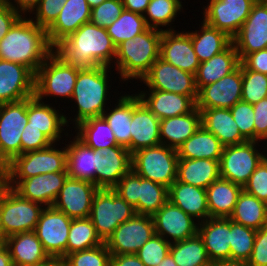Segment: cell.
<instances>
[{
	"instance_id": "obj_1",
	"label": "cell",
	"mask_w": 267,
	"mask_h": 266,
	"mask_svg": "<svg viewBox=\"0 0 267 266\" xmlns=\"http://www.w3.org/2000/svg\"><path fill=\"white\" fill-rule=\"evenodd\" d=\"M54 52L66 63L81 69L111 67L116 56V46L105 28L89 22L58 43Z\"/></svg>"
},
{
	"instance_id": "obj_2",
	"label": "cell",
	"mask_w": 267,
	"mask_h": 266,
	"mask_svg": "<svg viewBox=\"0 0 267 266\" xmlns=\"http://www.w3.org/2000/svg\"><path fill=\"white\" fill-rule=\"evenodd\" d=\"M54 52L47 31L21 16L0 41V59L22 64L34 74Z\"/></svg>"
},
{
	"instance_id": "obj_3",
	"label": "cell",
	"mask_w": 267,
	"mask_h": 266,
	"mask_svg": "<svg viewBox=\"0 0 267 266\" xmlns=\"http://www.w3.org/2000/svg\"><path fill=\"white\" fill-rule=\"evenodd\" d=\"M162 32L148 27L144 32L116 47L113 64L117 74H120V81H141L148 73L152 64L160 57Z\"/></svg>"
},
{
	"instance_id": "obj_4",
	"label": "cell",
	"mask_w": 267,
	"mask_h": 266,
	"mask_svg": "<svg viewBox=\"0 0 267 266\" xmlns=\"http://www.w3.org/2000/svg\"><path fill=\"white\" fill-rule=\"evenodd\" d=\"M111 69L112 67L97 66L79 70L71 98L77 104V113L71 119L74 126L88 118L102 116L107 109L106 104L110 99L107 98L108 88L111 89V85H108V72Z\"/></svg>"
},
{
	"instance_id": "obj_5",
	"label": "cell",
	"mask_w": 267,
	"mask_h": 266,
	"mask_svg": "<svg viewBox=\"0 0 267 266\" xmlns=\"http://www.w3.org/2000/svg\"><path fill=\"white\" fill-rule=\"evenodd\" d=\"M113 190L140 215L153 216L168 201L166 186L144 179L132 169Z\"/></svg>"
},
{
	"instance_id": "obj_6",
	"label": "cell",
	"mask_w": 267,
	"mask_h": 266,
	"mask_svg": "<svg viewBox=\"0 0 267 266\" xmlns=\"http://www.w3.org/2000/svg\"><path fill=\"white\" fill-rule=\"evenodd\" d=\"M81 68L66 63L53 52L35 73L34 96L43 101L46 97L72 98L78 72Z\"/></svg>"
},
{
	"instance_id": "obj_7",
	"label": "cell",
	"mask_w": 267,
	"mask_h": 266,
	"mask_svg": "<svg viewBox=\"0 0 267 266\" xmlns=\"http://www.w3.org/2000/svg\"><path fill=\"white\" fill-rule=\"evenodd\" d=\"M177 149L163 144L142 148L131 154V169L144 179L167 188L177 180Z\"/></svg>"
},
{
	"instance_id": "obj_8",
	"label": "cell",
	"mask_w": 267,
	"mask_h": 266,
	"mask_svg": "<svg viewBox=\"0 0 267 266\" xmlns=\"http://www.w3.org/2000/svg\"><path fill=\"white\" fill-rule=\"evenodd\" d=\"M44 206L22 198L5 185L0 191V218L6 237L35 231Z\"/></svg>"
},
{
	"instance_id": "obj_9",
	"label": "cell",
	"mask_w": 267,
	"mask_h": 266,
	"mask_svg": "<svg viewBox=\"0 0 267 266\" xmlns=\"http://www.w3.org/2000/svg\"><path fill=\"white\" fill-rule=\"evenodd\" d=\"M135 214L134 208L113 189H99L93 197L89 218L100 239L106 242L120 224Z\"/></svg>"
},
{
	"instance_id": "obj_10",
	"label": "cell",
	"mask_w": 267,
	"mask_h": 266,
	"mask_svg": "<svg viewBox=\"0 0 267 266\" xmlns=\"http://www.w3.org/2000/svg\"><path fill=\"white\" fill-rule=\"evenodd\" d=\"M53 143L42 149L25 152L7 164L6 179H26L39 174L67 172L66 145L57 149Z\"/></svg>"
},
{
	"instance_id": "obj_11",
	"label": "cell",
	"mask_w": 267,
	"mask_h": 266,
	"mask_svg": "<svg viewBox=\"0 0 267 266\" xmlns=\"http://www.w3.org/2000/svg\"><path fill=\"white\" fill-rule=\"evenodd\" d=\"M258 143L260 142L247 141L223 147L219 160L220 177L244 187L261 163L262 153L258 150L260 149Z\"/></svg>"
},
{
	"instance_id": "obj_12",
	"label": "cell",
	"mask_w": 267,
	"mask_h": 266,
	"mask_svg": "<svg viewBox=\"0 0 267 266\" xmlns=\"http://www.w3.org/2000/svg\"><path fill=\"white\" fill-rule=\"evenodd\" d=\"M27 124V99L0 104V158L6 165L21 155V134Z\"/></svg>"
},
{
	"instance_id": "obj_13",
	"label": "cell",
	"mask_w": 267,
	"mask_h": 266,
	"mask_svg": "<svg viewBox=\"0 0 267 266\" xmlns=\"http://www.w3.org/2000/svg\"><path fill=\"white\" fill-rule=\"evenodd\" d=\"M72 219L54 206L44 207L35 232L51 259L67 256V240Z\"/></svg>"
},
{
	"instance_id": "obj_14",
	"label": "cell",
	"mask_w": 267,
	"mask_h": 266,
	"mask_svg": "<svg viewBox=\"0 0 267 266\" xmlns=\"http://www.w3.org/2000/svg\"><path fill=\"white\" fill-rule=\"evenodd\" d=\"M140 82L146 84L148 90L186 95L195 103L198 97L195 75L177 68L160 57L152 64L150 70Z\"/></svg>"
},
{
	"instance_id": "obj_15",
	"label": "cell",
	"mask_w": 267,
	"mask_h": 266,
	"mask_svg": "<svg viewBox=\"0 0 267 266\" xmlns=\"http://www.w3.org/2000/svg\"><path fill=\"white\" fill-rule=\"evenodd\" d=\"M154 234L152 216L135 214L120 224L105 244L111 255L136 254Z\"/></svg>"
},
{
	"instance_id": "obj_16",
	"label": "cell",
	"mask_w": 267,
	"mask_h": 266,
	"mask_svg": "<svg viewBox=\"0 0 267 266\" xmlns=\"http://www.w3.org/2000/svg\"><path fill=\"white\" fill-rule=\"evenodd\" d=\"M209 1V0H207ZM255 0H210L203 6V21L233 38L249 16Z\"/></svg>"
},
{
	"instance_id": "obj_17",
	"label": "cell",
	"mask_w": 267,
	"mask_h": 266,
	"mask_svg": "<svg viewBox=\"0 0 267 266\" xmlns=\"http://www.w3.org/2000/svg\"><path fill=\"white\" fill-rule=\"evenodd\" d=\"M240 62L253 52L267 49V1H257L239 32L232 38Z\"/></svg>"
},
{
	"instance_id": "obj_18",
	"label": "cell",
	"mask_w": 267,
	"mask_h": 266,
	"mask_svg": "<svg viewBox=\"0 0 267 266\" xmlns=\"http://www.w3.org/2000/svg\"><path fill=\"white\" fill-rule=\"evenodd\" d=\"M67 177V172L45 173L26 179H6V185L22 198L47 207L53 206Z\"/></svg>"
},
{
	"instance_id": "obj_19",
	"label": "cell",
	"mask_w": 267,
	"mask_h": 266,
	"mask_svg": "<svg viewBox=\"0 0 267 266\" xmlns=\"http://www.w3.org/2000/svg\"><path fill=\"white\" fill-rule=\"evenodd\" d=\"M155 234L169 243L197 235L199 222L169 200L152 216Z\"/></svg>"
},
{
	"instance_id": "obj_20",
	"label": "cell",
	"mask_w": 267,
	"mask_h": 266,
	"mask_svg": "<svg viewBox=\"0 0 267 266\" xmlns=\"http://www.w3.org/2000/svg\"><path fill=\"white\" fill-rule=\"evenodd\" d=\"M98 190L92 182L67 177L53 206L71 219L88 218Z\"/></svg>"
},
{
	"instance_id": "obj_21",
	"label": "cell",
	"mask_w": 267,
	"mask_h": 266,
	"mask_svg": "<svg viewBox=\"0 0 267 266\" xmlns=\"http://www.w3.org/2000/svg\"><path fill=\"white\" fill-rule=\"evenodd\" d=\"M242 95V63L229 75L202 87L198 91L197 108L230 109Z\"/></svg>"
},
{
	"instance_id": "obj_22",
	"label": "cell",
	"mask_w": 267,
	"mask_h": 266,
	"mask_svg": "<svg viewBox=\"0 0 267 266\" xmlns=\"http://www.w3.org/2000/svg\"><path fill=\"white\" fill-rule=\"evenodd\" d=\"M35 94V74L26 66L0 59V104L17 102Z\"/></svg>"
},
{
	"instance_id": "obj_23",
	"label": "cell",
	"mask_w": 267,
	"mask_h": 266,
	"mask_svg": "<svg viewBox=\"0 0 267 266\" xmlns=\"http://www.w3.org/2000/svg\"><path fill=\"white\" fill-rule=\"evenodd\" d=\"M160 58L194 75L200 65L192 46L191 37L185 30L184 32L176 30L162 32Z\"/></svg>"
},
{
	"instance_id": "obj_24",
	"label": "cell",
	"mask_w": 267,
	"mask_h": 266,
	"mask_svg": "<svg viewBox=\"0 0 267 266\" xmlns=\"http://www.w3.org/2000/svg\"><path fill=\"white\" fill-rule=\"evenodd\" d=\"M131 154L135 151L161 144L160 119L132 94Z\"/></svg>"
},
{
	"instance_id": "obj_25",
	"label": "cell",
	"mask_w": 267,
	"mask_h": 266,
	"mask_svg": "<svg viewBox=\"0 0 267 266\" xmlns=\"http://www.w3.org/2000/svg\"><path fill=\"white\" fill-rule=\"evenodd\" d=\"M95 170L96 186L99 189H113L131 170V153L121 145L100 149L98 169Z\"/></svg>"
},
{
	"instance_id": "obj_26",
	"label": "cell",
	"mask_w": 267,
	"mask_h": 266,
	"mask_svg": "<svg viewBox=\"0 0 267 266\" xmlns=\"http://www.w3.org/2000/svg\"><path fill=\"white\" fill-rule=\"evenodd\" d=\"M27 116L28 127L40 129L55 144L62 140V132L67 130L63 127L72 124L69 123L71 117L67 119L68 116L60 113L56 107L38 100L35 96L27 98Z\"/></svg>"
},
{
	"instance_id": "obj_27",
	"label": "cell",
	"mask_w": 267,
	"mask_h": 266,
	"mask_svg": "<svg viewBox=\"0 0 267 266\" xmlns=\"http://www.w3.org/2000/svg\"><path fill=\"white\" fill-rule=\"evenodd\" d=\"M197 234L205 245L212 264L217 265L230 259V219L208 218L200 222Z\"/></svg>"
},
{
	"instance_id": "obj_28",
	"label": "cell",
	"mask_w": 267,
	"mask_h": 266,
	"mask_svg": "<svg viewBox=\"0 0 267 266\" xmlns=\"http://www.w3.org/2000/svg\"><path fill=\"white\" fill-rule=\"evenodd\" d=\"M91 10L86 0H67L58 18L46 30L50 44L55 47L83 24L89 23Z\"/></svg>"
},
{
	"instance_id": "obj_29",
	"label": "cell",
	"mask_w": 267,
	"mask_h": 266,
	"mask_svg": "<svg viewBox=\"0 0 267 266\" xmlns=\"http://www.w3.org/2000/svg\"><path fill=\"white\" fill-rule=\"evenodd\" d=\"M146 107L160 120L188 114L196 103L186 95L160 90H146L136 93Z\"/></svg>"
},
{
	"instance_id": "obj_30",
	"label": "cell",
	"mask_w": 267,
	"mask_h": 266,
	"mask_svg": "<svg viewBox=\"0 0 267 266\" xmlns=\"http://www.w3.org/2000/svg\"><path fill=\"white\" fill-rule=\"evenodd\" d=\"M72 140L68 141L69 144H65L68 177L89 181L96 185L95 169H98V150L88 147L76 136Z\"/></svg>"
},
{
	"instance_id": "obj_31",
	"label": "cell",
	"mask_w": 267,
	"mask_h": 266,
	"mask_svg": "<svg viewBox=\"0 0 267 266\" xmlns=\"http://www.w3.org/2000/svg\"><path fill=\"white\" fill-rule=\"evenodd\" d=\"M5 244L13 266H39L51 259L35 231L11 235L7 237Z\"/></svg>"
},
{
	"instance_id": "obj_32",
	"label": "cell",
	"mask_w": 267,
	"mask_h": 266,
	"mask_svg": "<svg viewBox=\"0 0 267 266\" xmlns=\"http://www.w3.org/2000/svg\"><path fill=\"white\" fill-rule=\"evenodd\" d=\"M168 200L197 222L210 218L206 189L175 181L168 188Z\"/></svg>"
},
{
	"instance_id": "obj_33",
	"label": "cell",
	"mask_w": 267,
	"mask_h": 266,
	"mask_svg": "<svg viewBox=\"0 0 267 266\" xmlns=\"http://www.w3.org/2000/svg\"><path fill=\"white\" fill-rule=\"evenodd\" d=\"M198 109L201 111V125L214 134L224 147L247 142L241 135L230 109Z\"/></svg>"
},
{
	"instance_id": "obj_34",
	"label": "cell",
	"mask_w": 267,
	"mask_h": 266,
	"mask_svg": "<svg viewBox=\"0 0 267 266\" xmlns=\"http://www.w3.org/2000/svg\"><path fill=\"white\" fill-rule=\"evenodd\" d=\"M201 126V111L195 107L188 114L160 120L161 144L177 149Z\"/></svg>"
},
{
	"instance_id": "obj_35",
	"label": "cell",
	"mask_w": 267,
	"mask_h": 266,
	"mask_svg": "<svg viewBox=\"0 0 267 266\" xmlns=\"http://www.w3.org/2000/svg\"><path fill=\"white\" fill-rule=\"evenodd\" d=\"M240 64L235 45L232 43L226 50L200 63L195 74V84L199 91L202 87L212 84L229 75Z\"/></svg>"
},
{
	"instance_id": "obj_36",
	"label": "cell",
	"mask_w": 267,
	"mask_h": 266,
	"mask_svg": "<svg viewBox=\"0 0 267 266\" xmlns=\"http://www.w3.org/2000/svg\"><path fill=\"white\" fill-rule=\"evenodd\" d=\"M242 189V186L221 177L211 183L206 189L210 217L229 218Z\"/></svg>"
},
{
	"instance_id": "obj_37",
	"label": "cell",
	"mask_w": 267,
	"mask_h": 266,
	"mask_svg": "<svg viewBox=\"0 0 267 266\" xmlns=\"http://www.w3.org/2000/svg\"><path fill=\"white\" fill-rule=\"evenodd\" d=\"M220 178L219 160L178 159L177 181L207 189Z\"/></svg>"
},
{
	"instance_id": "obj_38",
	"label": "cell",
	"mask_w": 267,
	"mask_h": 266,
	"mask_svg": "<svg viewBox=\"0 0 267 266\" xmlns=\"http://www.w3.org/2000/svg\"><path fill=\"white\" fill-rule=\"evenodd\" d=\"M201 24L200 31H186L191 37L193 49L200 63L223 52L233 43L232 38L224 31L213 28L204 21Z\"/></svg>"
},
{
	"instance_id": "obj_39",
	"label": "cell",
	"mask_w": 267,
	"mask_h": 266,
	"mask_svg": "<svg viewBox=\"0 0 267 266\" xmlns=\"http://www.w3.org/2000/svg\"><path fill=\"white\" fill-rule=\"evenodd\" d=\"M223 145L219 139L202 125L181 146L177 148L179 159L220 160Z\"/></svg>"
},
{
	"instance_id": "obj_40",
	"label": "cell",
	"mask_w": 267,
	"mask_h": 266,
	"mask_svg": "<svg viewBox=\"0 0 267 266\" xmlns=\"http://www.w3.org/2000/svg\"><path fill=\"white\" fill-rule=\"evenodd\" d=\"M118 98L115 106H107L102 116L112 129L116 144L126 147L131 153L132 94L126 93Z\"/></svg>"
},
{
	"instance_id": "obj_41",
	"label": "cell",
	"mask_w": 267,
	"mask_h": 266,
	"mask_svg": "<svg viewBox=\"0 0 267 266\" xmlns=\"http://www.w3.org/2000/svg\"><path fill=\"white\" fill-rule=\"evenodd\" d=\"M229 219L257 231L267 226V203L242 189Z\"/></svg>"
},
{
	"instance_id": "obj_42",
	"label": "cell",
	"mask_w": 267,
	"mask_h": 266,
	"mask_svg": "<svg viewBox=\"0 0 267 266\" xmlns=\"http://www.w3.org/2000/svg\"><path fill=\"white\" fill-rule=\"evenodd\" d=\"M76 137L94 150L117 146L116 138L103 116L88 118L75 127Z\"/></svg>"
},
{
	"instance_id": "obj_43",
	"label": "cell",
	"mask_w": 267,
	"mask_h": 266,
	"mask_svg": "<svg viewBox=\"0 0 267 266\" xmlns=\"http://www.w3.org/2000/svg\"><path fill=\"white\" fill-rule=\"evenodd\" d=\"M169 253L177 266H215L209 260L205 245L199 235L171 243Z\"/></svg>"
},
{
	"instance_id": "obj_44",
	"label": "cell",
	"mask_w": 267,
	"mask_h": 266,
	"mask_svg": "<svg viewBox=\"0 0 267 266\" xmlns=\"http://www.w3.org/2000/svg\"><path fill=\"white\" fill-rule=\"evenodd\" d=\"M182 3L181 0H150L143 15L146 25L149 28L160 31H174L172 22L176 20L177 15L181 14L180 12L184 9Z\"/></svg>"
},
{
	"instance_id": "obj_45",
	"label": "cell",
	"mask_w": 267,
	"mask_h": 266,
	"mask_svg": "<svg viewBox=\"0 0 267 266\" xmlns=\"http://www.w3.org/2000/svg\"><path fill=\"white\" fill-rule=\"evenodd\" d=\"M103 243L89 217L72 219L67 240V255L91 249Z\"/></svg>"
},
{
	"instance_id": "obj_46",
	"label": "cell",
	"mask_w": 267,
	"mask_h": 266,
	"mask_svg": "<svg viewBox=\"0 0 267 266\" xmlns=\"http://www.w3.org/2000/svg\"><path fill=\"white\" fill-rule=\"evenodd\" d=\"M147 28L143 15L124 9L121 15L106 30L117 47L122 42L144 32Z\"/></svg>"
},
{
	"instance_id": "obj_47",
	"label": "cell",
	"mask_w": 267,
	"mask_h": 266,
	"mask_svg": "<svg viewBox=\"0 0 267 266\" xmlns=\"http://www.w3.org/2000/svg\"><path fill=\"white\" fill-rule=\"evenodd\" d=\"M255 236L256 230L230 220V259L248 261Z\"/></svg>"
},
{
	"instance_id": "obj_48",
	"label": "cell",
	"mask_w": 267,
	"mask_h": 266,
	"mask_svg": "<svg viewBox=\"0 0 267 266\" xmlns=\"http://www.w3.org/2000/svg\"><path fill=\"white\" fill-rule=\"evenodd\" d=\"M264 98H267V75L248 70L242 64L241 100L254 105Z\"/></svg>"
},
{
	"instance_id": "obj_49",
	"label": "cell",
	"mask_w": 267,
	"mask_h": 266,
	"mask_svg": "<svg viewBox=\"0 0 267 266\" xmlns=\"http://www.w3.org/2000/svg\"><path fill=\"white\" fill-rule=\"evenodd\" d=\"M110 257L104 242L97 247L68 254L63 260L67 266H110Z\"/></svg>"
},
{
	"instance_id": "obj_50",
	"label": "cell",
	"mask_w": 267,
	"mask_h": 266,
	"mask_svg": "<svg viewBox=\"0 0 267 266\" xmlns=\"http://www.w3.org/2000/svg\"><path fill=\"white\" fill-rule=\"evenodd\" d=\"M171 243L154 234L136 253L145 266H157L169 253Z\"/></svg>"
},
{
	"instance_id": "obj_51",
	"label": "cell",
	"mask_w": 267,
	"mask_h": 266,
	"mask_svg": "<svg viewBox=\"0 0 267 266\" xmlns=\"http://www.w3.org/2000/svg\"><path fill=\"white\" fill-rule=\"evenodd\" d=\"M230 111L241 135L247 141H255L253 106L241 100L230 108Z\"/></svg>"
},
{
	"instance_id": "obj_52",
	"label": "cell",
	"mask_w": 267,
	"mask_h": 266,
	"mask_svg": "<svg viewBox=\"0 0 267 266\" xmlns=\"http://www.w3.org/2000/svg\"><path fill=\"white\" fill-rule=\"evenodd\" d=\"M124 10L122 0H105L91 10L90 23L108 28Z\"/></svg>"
},
{
	"instance_id": "obj_53",
	"label": "cell",
	"mask_w": 267,
	"mask_h": 266,
	"mask_svg": "<svg viewBox=\"0 0 267 266\" xmlns=\"http://www.w3.org/2000/svg\"><path fill=\"white\" fill-rule=\"evenodd\" d=\"M67 0H41L32 12L31 20L44 29H48L58 18L62 6Z\"/></svg>"
},
{
	"instance_id": "obj_54",
	"label": "cell",
	"mask_w": 267,
	"mask_h": 266,
	"mask_svg": "<svg viewBox=\"0 0 267 266\" xmlns=\"http://www.w3.org/2000/svg\"><path fill=\"white\" fill-rule=\"evenodd\" d=\"M53 142L35 127H24L21 134V154L29 151L42 150L51 146Z\"/></svg>"
},
{
	"instance_id": "obj_55",
	"label": "cell",
	"mask_w": 267,
	"mask_h": 266,
	"mask_svg": "<svg viewBox=\"0 0 267 266\" xmlns=\"http://www.w3.org/2000/svg\"><path fill=\"white\" fill-rule=\"evenodd\" d=\"M243 189L258 200L267 203V167L261 161Z\"/></svg>"
},
{
	"instance_id": "obj_56",
	"label": "cell",
	"mask_w": 267,
	"mask_h": 266,
	"mask_svg": "<svg viewBox=\"0 0 267 266\" xmlns=\"http://www.w3.org/2000/svg\"><path fill=\"white\" fill-rule=\"evenodd\" d=\"M249 266H267V226L256 231Z\"/></svg>"
},
{
	"instance_id": "obj_57",
	"label": "cell",
	"mask_w": 267,
	"mask_h": 266,
	"mask_svg": "<svg viewBox=\"0 0 267 266\" xmlns=\"http://www.w3.org/2000/svg\"><path fill=\"white\" fill-rule=\"evenodd\" d=\"M254 109L255 141L267 140V98L252 105Z\"/></svg>"
},
{
	"instance_id": "obj_58",
	"label": "cell",
	"mask_w": 267,
	"mask_h": 266,
	"mask_svg": "<svg viewBox=\"0 0 267 266\" xmlns=\"http://www.w3.org/2000/svg\"><path fill=\"white\" fill-rule=\"evenodd\" d=\"M241 63L251 71L267 75V49L248 54Z\"/></svg>"
},
{
	"instance_id": "obj_59",
	"label": "cell",
	"mask_w": 267,
	"mask_h": 266,
	"mask_svg": "<svg viewBox=\"0 0 267 266\" xmlns=\"http://www.w3.org/2000/svg\"><path fill=\"white\" fill-rule=\"evenodd\" d=\"M20 17L7 2L0 7V41Z\"/></svg>"
},
{
	"instance_id": "obj_60",
	"label": "cell",
	"mask_w": 267,
	"mask_h": 266,
	"mask_svg": "<svg viewBox=\"0 0 267 266\" xmlns=\"http://www.w3.org/2000/svg\"><path fill=\"white\" fill-rule=\"evenodd\" d=\"M40 1L41 0H6L21 16H27V13L31 14L37 8Z\"/></svg>"
},
{
	"instance_id": "obj_61",
	"label": "cell",
	"mask_w": 267,
	"mask_h": 266,
	"mask_svg": "<svg viewBox=\"0 0 267 266\" xmlns=\"http://www.w3.org/2000/svg\"><path fill=\"white\" fill-rule=\"evenodd\" d=\"M110 266H145L136 254L111 255Z\"/></svg>"
},
{
	"instance_id": "obj_62",
	"label": "cell",
	"mask_w": 267,
	"mask_h": 266,
	"mask_svg": "<svg viewBox=\"0 0 267 266\" xmlns=\"http://www.w3.org/2000/svg\"><path fill=\"white\" fill-rule=\"evenodd\" d=\"M150 0H122L125 10L144 15Z\"/></svg>"
},
{
	"instance_id": "obj_63",
	"label": "cell",
	"mask_w": 267,
	"mask_h": 266,
	"mask_svg": "<svg viewBox=\"0 0 267 266\" xmlns=\"http://www.w3.org/2000/svg\"><path fill=\"white\" fill-rule=\"evenodd\" d=\"M0 266H13L9 249L5 243L0 245Z\"/></svg>"
},
{
	"instance_id": "obj_64",
	"label": "cell",
	"mask_w": 267,
	"mask_h": 266,
	"mask_svg": "<svg viewBox=\"0 0 267 266\" xmlns=\"http://www.w3.org/2000/svg\"><path fill=\"white\" fill-rule=\"evenodd\" d=\"M215 266H249L247 261L237 259H227Z\"/></svg>"
},
{
	"instance_id": "obj_65",
	"label": "cell",
	"mask_w": 267,
	"mask_h": 266,
	"mask_svg": "<svg viewBox=\"0 0 267 266\" xmlns=\"http://www.w3.org/2000/svg\"><path fill=\"white\" fill-rule=\"evenodd\" d=\"M157 266H177L170 253Z\"/></svg>"
},
{
	"instance_id": "obj_66",
	"label": "cell",
	"mask_w": 267,
	"mask_h": 266,
	"mask_svg": "<svg viewBox=\"0 0 267 266\" xmlns=\"http://www.w3.org/2000/svg\"><path fill=\"white\" fill-rule=\"evenodd\" d=\"M39 266H67L63 259H50L48 262Z\"/></svg>"
},
{
	"instance_id": "obj_67",
	"label": "cell",
	"mask_w": 267,
	"mask_h": 266,
	"mask_svg": "<svg viewBox=\"0 0 267 266\" xmlns=\"http://www.w3.org/2000/svg\"><path fill=\"white\" fill-rule=\"evenodd\" d=\"M7 166H0V188L6 185Z\"/></svg>"
},
{
	"instance_id": "obj_68",
	"label": "cell",
	"mask_w": 267,
	"mask_h": 266,
	"mask_svg": "<svg viewBox=\"0 0 267 266\" xmlns=\"http://www.w3.org/2000/svg\"><path fill=\"white\" fill-rule=\"evenodd\" d=\"M266 145L264 143V141L262 142L264 144V149L261 147V149L263 150L261 153V161L266 165L267 167V140H265ZM266 152V153H265ZM264 153V154H263Z\"/></svg>"
},
{
	"instance_id": "obj_69",
	"label": "cell",
	"mask_w": 267,
	"mask_h": 266,
	"mask_svg": "<svg viewBox=\"0 0 267 266\" xmlns=\"http://www.w3.org/2000/svg\"><path fill=\"white\" fill-rule=\"evenodd\" d=\"M91 9L99 6L105 0H86Z\"/></svg>"
},
{
	"instance_id": "obj_70",
	"label": "cell",
	"mask_w": 267,
	"mask_h": 266,
	"mask_svg": "<svg viewBox=\"0 0 267 266\" xmlns=\"http://www.w3.org/2000/svg\"><path fill=\"white\" fill-rule=\"evenodd\" d=\"M6 239H7V237L4 233L2 223H1V218H0V244L6 243Z\"/></svg>"
},
{
	"instance_id": "obj_71",
	"label": "cell",
	"mask_w": 267,
	"mask_h": 266,
	"mask_svg": "<svg viewBox=\"0 0 267 266\" xmlns=\"http://www.w3.org/2000/svg\"><path fill=\"white\" fill-rule=\"evenodd\" d=\"M0 166H7L4 162H3V160L0 158Z\"/></svg>"
},
{
	"instance_id": "obj_72",
	"label": "cell",
	"mask_w": 267,
	"mask_h": 266,
	"mask_svg": "<svg viewBox=\"0 0 267 266\" xmlns=\"http://www.w3.org/2000/svg\"><path fill=\"white\" fill-rule=\"evenodd\" d=\"M6 2V0H0V7Z\"/></svg>"
}]
</instances>
